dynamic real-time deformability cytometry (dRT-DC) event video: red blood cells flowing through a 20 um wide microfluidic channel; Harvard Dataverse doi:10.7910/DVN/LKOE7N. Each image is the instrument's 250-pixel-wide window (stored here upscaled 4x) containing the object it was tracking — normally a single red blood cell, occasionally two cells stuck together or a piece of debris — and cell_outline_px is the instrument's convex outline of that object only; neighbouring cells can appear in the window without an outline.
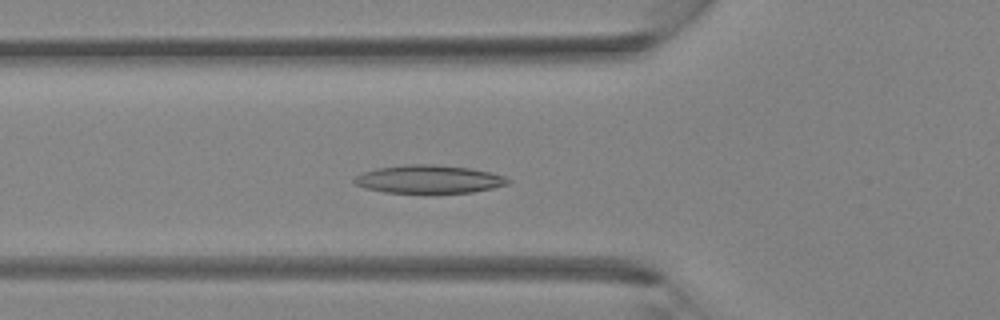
{"species": "Egyptian fruit bat (a non-hibernating species)", "species_latin": "Rousettus aegyptiacus", "temperature_condition": "room temperature", "stored_images_in_passage": 34, "camera_frame_rate_fps": 3000, "um_per_image_px": 0.085, "animal": {"sex": "female"}, "frame": {"image": 1, "passage_image": 13, "time_ms": 4.0, "image_size_px": [1000, 320], "cell_outline_px": [[512, 180], [508, 184], [492, 188], [472, 192], [384, 192], [364, 188], [356, 184], [352, 180], [356, 176], [364, 172], [376, 168], [408, 164], [432, 164], [472, 168], [504, 176]], "centroid_in_image_um": [36.45, 15.22], "position_along_channel_um": 89.3, "area_um2": 24.97}}
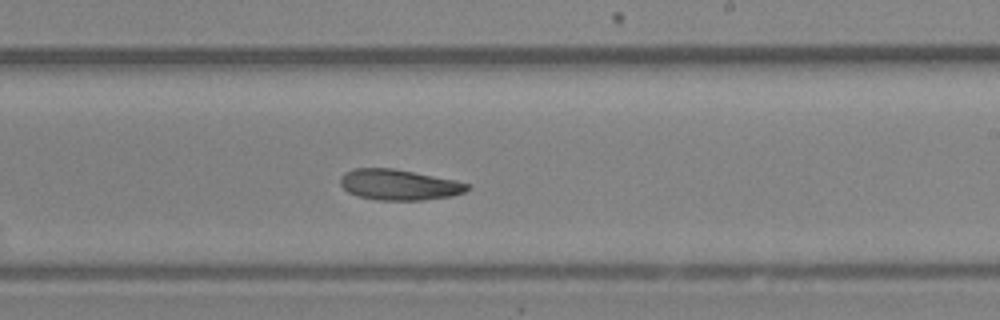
{"frame": {"image": 2, "passage_image": 23, "time_ms": 7.333, "image_size_px": [1000, 320], "cell_outline_px": [[468, 188], [464, 192], [452, 196], [424, 200], [376, 200], [360, 196], [348, 192], [340, 184], [340, 176], [344, 172], [352, 168], [392, 168], [456, 180], [468, 184]], "centroid_in_image_um": [33.88, 15.7], "position_along_channel_um": 255.1, "area_um2": 22.66}}
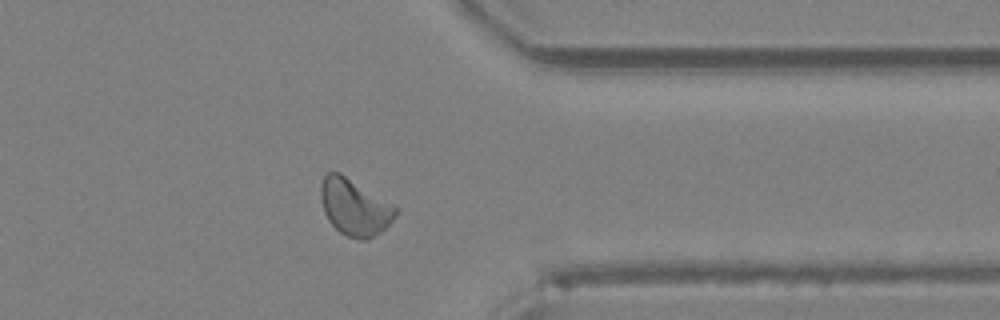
{"frame": {"image": 3, "passage_image": 31, "time_ms": 10.0, "image_size_px": [1000, 320], "cell_outline_px": [[396, 212], [392, 220], [380, 232], [368, 240], [360, 240], [348, 236], [340, 232], [328, 220], [324, 212], [320, 196], [320, 184], [324, 176], [328, 172], [340, 172], [396, 208]], "centroid_in_image_um": [30.07, 17.62], "position_along_channel_um": 381.3, "area_um2": 24.04}}